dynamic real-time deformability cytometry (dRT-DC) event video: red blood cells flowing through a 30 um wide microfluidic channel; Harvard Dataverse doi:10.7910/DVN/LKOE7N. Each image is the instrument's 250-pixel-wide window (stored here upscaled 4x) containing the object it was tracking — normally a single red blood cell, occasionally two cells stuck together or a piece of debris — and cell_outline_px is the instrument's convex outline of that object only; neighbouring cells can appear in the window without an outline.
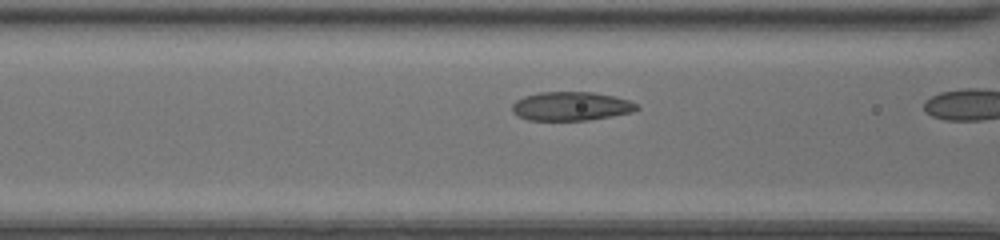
{"species": "common noctule bat (a hibernating species)", "species_latin": "Nyctalus noctula", "temperature_condition": "room temperature", "stored_images_in_passage": 8, "camera_frame_rate_fps": 3000, "um_per_image_px": 0.085, "animal": {"sex": "female", "body_mass_g": 20.0, "forearm_length_mm": 54.0}, "frame": {"image": 1, "passage_image": 7, "time_ms": 2.0, "image_size_px": [1000, 240], "cell_outline_px": [[640, 108], [632, 112], [612, 116], [588, 120], [528, 120], [516, 116], [512, 112], [512, 104], [516, 100], [524, 96], [540, 92], [592, 92], [612, 96], [628, 100], [636, 104]], "centroid_in_image_um": [48.5, 9.03], "position_along_channel_um": 118.1, "area_um2": 20.92}}